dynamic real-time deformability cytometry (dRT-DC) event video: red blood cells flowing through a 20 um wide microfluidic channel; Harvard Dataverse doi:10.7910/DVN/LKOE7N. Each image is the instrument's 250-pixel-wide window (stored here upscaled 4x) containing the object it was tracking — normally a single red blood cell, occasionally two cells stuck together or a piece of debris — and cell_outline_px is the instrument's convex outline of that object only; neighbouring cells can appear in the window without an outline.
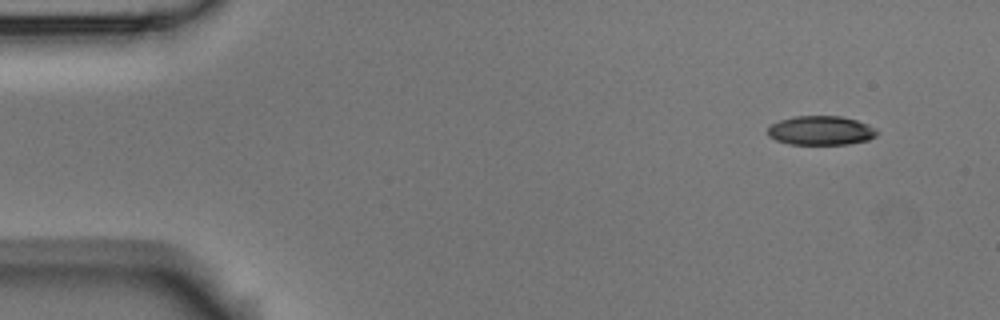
{"species": "Egyptian fruit bat (a non-hibernating species)", "species_latin": "Rousettus aegyptiacus", "temperature_condition": "room temperature", "stored_images_in_passage": 5, "camera_frame_rate_fps": 3000, "um_per_image_px": 0.085, "animal": {"sex": "male"}, "frame": {"image": 1, "passage_image": 5, "time_ms": 5.667, "image_size_px": [1000, 320], "cell_outline_px": [[876, 136], [868, 140], [848, 144], [788, 144], [776, 140], [768, 136], [768, 128], [772, 124], [780, 120], [792, 116], [840, 116], [856, 120], [868, 124], [876, 128]], "centroid_in_image_um": [69.76, 11.09], "position_along_channel_um": 15.2, "area_um2": 18.55}}